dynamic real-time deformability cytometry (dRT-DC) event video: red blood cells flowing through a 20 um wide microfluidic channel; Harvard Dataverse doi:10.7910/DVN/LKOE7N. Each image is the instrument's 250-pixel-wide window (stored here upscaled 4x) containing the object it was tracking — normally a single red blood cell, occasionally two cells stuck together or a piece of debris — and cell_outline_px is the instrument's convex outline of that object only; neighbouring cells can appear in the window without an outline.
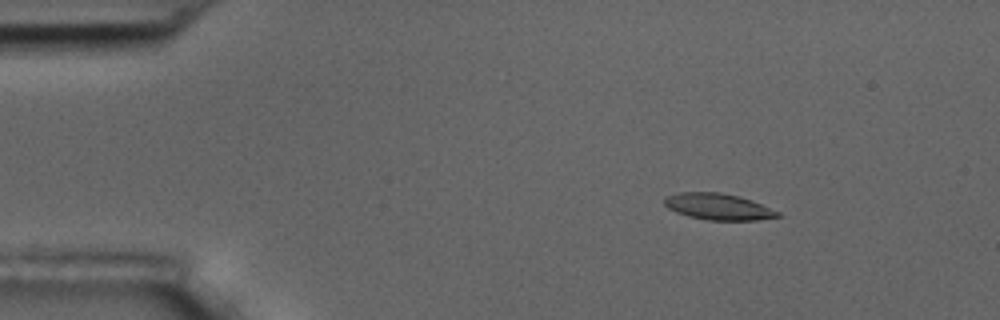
{"species": "common noctule bat (a hibernating species)", "species_latin": "Nyctalus noctula", "temperature_condition": "room temperature", "stored_images_in_passage": 57, "camera_frame_rate_fps": 3000, "um_per_image_px": 0.085, "animal": {"sex": "male", "body_mass_g": 17.5, "forearm_length_mm": 52.3}, "frame": {"image": 1, "passage_image": 9, "time_ms": 2.667, "image_size_px": [1000, 320], "cell_outline_px": [[780, 216], [756, 220], [708, 220], [688, 216], [676, 212], [668, 208], [664, 204], [664, 196], [680, 192], [720, 192], [752, 200], [780, 212]], "centroid_in_image_um": [61.01, 17.56], "position_along_channel_um": 24.0, "area_um2": 17.34}}
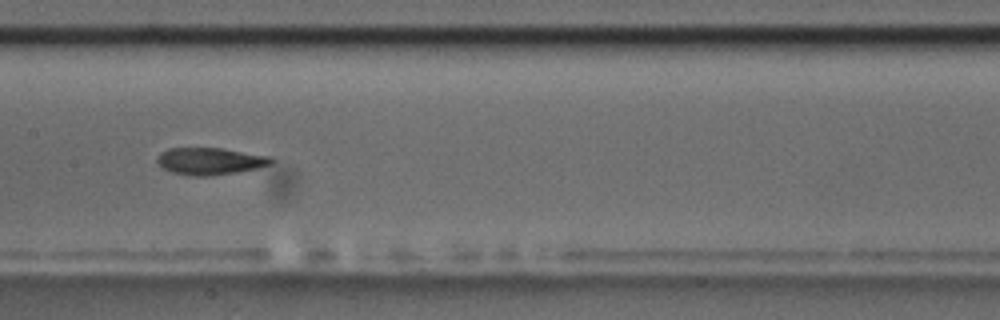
{"frame": {"image": 2, "passage_image": 29, "time_ms": 9.333, "image_size_px": [1000, 320], "cell_outline_px": [[272, 164], [256, 168], [236, 172], [204, 176], [192, 176], [172, 172], [164, 168], [156, 160], [156, 156], [160, 152], [168, 148], [220, 148], [272, 156]], "centroid_in_image_um": [17.84, 13.68], "position_along_channel_um": 189.6, "area_um2": 17.86}}
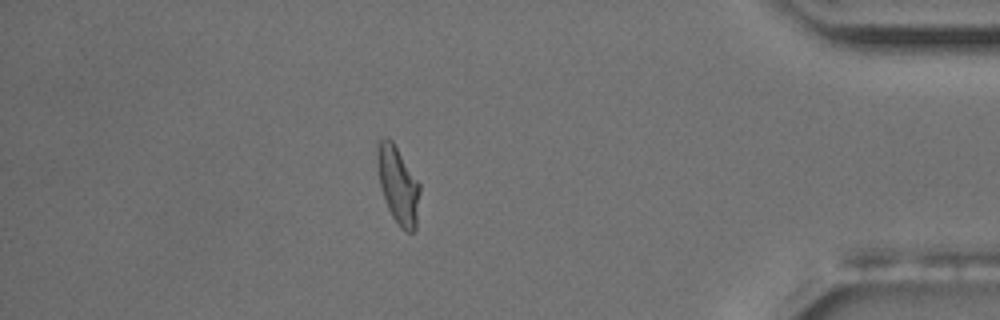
{"frame": {"image": 3, "passage_image": 50, "time_ms": 16.333, "image_size_px": [1000, 320], "cell_outline_px": [[420, 192], [416, 228], [412, 232], [404, 232], [400, 228], [392, 216], [388, 208], [380, 188], [376, 164], [376, 140], [392, 140], [420, 184]], "centroid_in_image_um": [33.82, 15.74], "position_along_channel_um": 401.4, "area_um2": 19.31}, "authors_computed_cell_mechanics": {"area_um2": 18.207, "velocity_mm_per_s": 3.5912, "shape_relaxation_time_tau1_ms": 6.8323, "shape_relaxation_time_tau2_ms": 2.6098, "deformation_change_tau1": 0.2066, "deformation_change_tau2": 0.0718}}